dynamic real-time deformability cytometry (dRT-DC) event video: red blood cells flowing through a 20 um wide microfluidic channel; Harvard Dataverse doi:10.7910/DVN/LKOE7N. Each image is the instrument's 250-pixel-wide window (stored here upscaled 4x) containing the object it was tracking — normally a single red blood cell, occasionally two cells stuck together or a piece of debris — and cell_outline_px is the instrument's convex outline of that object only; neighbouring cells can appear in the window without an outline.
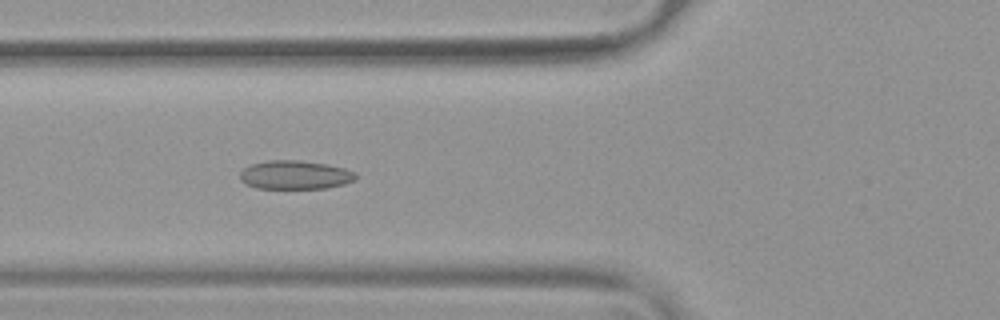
{"species": "common noctule bat (a hibernating species)", "species_latin": "Nyctalus noctula", "temperature_condition": "warm", "stored_images_in_passage": 55, "camera_frame_rate_fps": 3000, "um_per_image_px": 0.085, "animal": {"sex": "female", "body_mass_g": 19.9}, "frame": {"image": 1, "passage_image": 21, "time_ms": 6.667, "image_size_px": [1000, 320], "cell_outline_px": [[356, 180], [344, 184], [324, 188], [256, 188], [244, 184], [240, 180], [240, 172], [244, 168], [252, 164], [268, 160], [300, 160], [324, 164], [344, 168], [356, 172]], "centroid_in_image_um": [25.06, 14.87], "position_along_channel_um": 100.7, "area_um2": 19.36}}
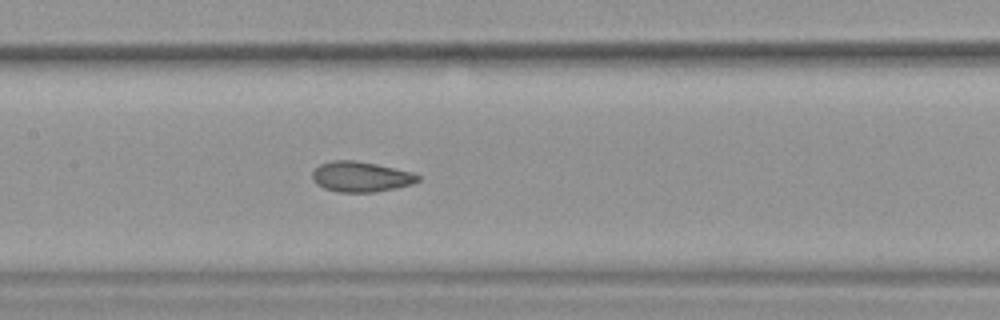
{"frame": {"image": 2, "passage_image": 27, "time_ms": 8.667, "image_size_px": [1000, 320], "cell_outline_px": [[420, 180], [412, 184], [396, 188], [376, 192], [340, 192], [324, 188], [316, 184], [312, 180], [312, 172], [320, 164], [332, 160], [356, 160], [376, 164], [412, 172], [420, 176]], "centroid_in_image_um": [30.66, 15.02], "position_along_channel_um": 176.7, "area_um2": 18.73}}
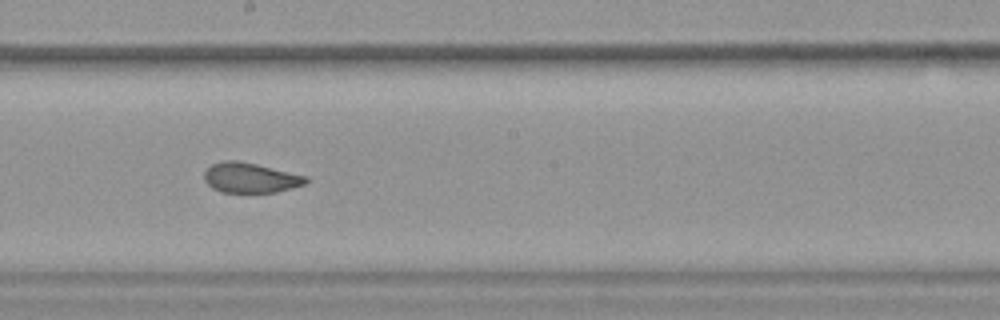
{"frame": {"image": 3, "passage_image": 31, "time_ms": 10.0, "image_size_px": [1000, 320], "cell_outline_px": [[308, 180], [304, 184], [292, 188], [276, 192], [220, 192], [212, 188], [204, 180], [204, 172], [212, 164], [224, 160], [236, 160], [256, 164], [308, 176]], "centroid_in_image_um": [21.27, 15.11], "position_along_channel_um": 226.9, "area_um2": 17.74}, "authors_computed_cell_mechanics": {"area_um2": 19.652, "velocity_mm_per_s": 3.7862, "shape_relaxation_time_tau1_ms": 8.9295, "shape_relaxation_time_tau2_ms": 1.3549, "deformation_change_tau1": 0.1848, "deformation_change_tau2": 0.0617}}